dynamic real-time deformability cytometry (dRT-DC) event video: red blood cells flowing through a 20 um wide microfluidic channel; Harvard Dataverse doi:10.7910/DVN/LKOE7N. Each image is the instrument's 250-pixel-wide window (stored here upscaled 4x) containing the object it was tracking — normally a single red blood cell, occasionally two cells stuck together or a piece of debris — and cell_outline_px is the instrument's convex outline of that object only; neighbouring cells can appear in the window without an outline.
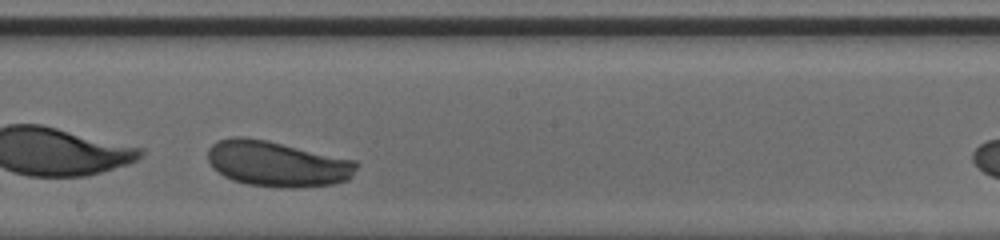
{"species": "human", "species_latin": "Homo sapiens", "temperature_condition": "cold", "stored_images_in_passage": 28, "camera_frame_rate_fps": 3000, "um_per_image_px": 0.085, "donor": {"sex": "male"}, "frame": {"image": 1, "passage_image": 13, "time_ms": 4.0, "image_size_px": [1000, 240], "cell_outline_px": [[360, 164], [352, 176], [348, 180], [332, 184], [296, 188], [280, 188], [248, 184], [232, 180], [224, 176], [212, 168], [208, 160], [208, 148], [216, 140], [236, 136], [244, 136], [264, 140], [356, 160]], "centroid_in_image_um": [23.55, 13.93], "position_along_channel_um": 224.6, "area_um2": 39.65}}
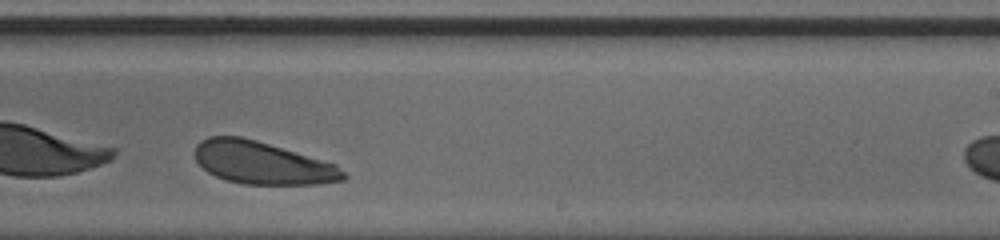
{"frame": {"image": 2, "passage_image": 16, "time_ms": 5.0, "image_size_px": [1000, 240], "cell_outline_px": [[348, 176], [344, 180], [320, 184], [244, 184], [228, 180], [216, 176], [208, 172], [196, 160], [196, 144], [200, 140], [208, 136], [240, 136], [256, 140], [336, 164]], "centroid_in_image_um": [22.31, 13.84], "position_along_channel_um": 266.7, "area_um2": 36.59}}